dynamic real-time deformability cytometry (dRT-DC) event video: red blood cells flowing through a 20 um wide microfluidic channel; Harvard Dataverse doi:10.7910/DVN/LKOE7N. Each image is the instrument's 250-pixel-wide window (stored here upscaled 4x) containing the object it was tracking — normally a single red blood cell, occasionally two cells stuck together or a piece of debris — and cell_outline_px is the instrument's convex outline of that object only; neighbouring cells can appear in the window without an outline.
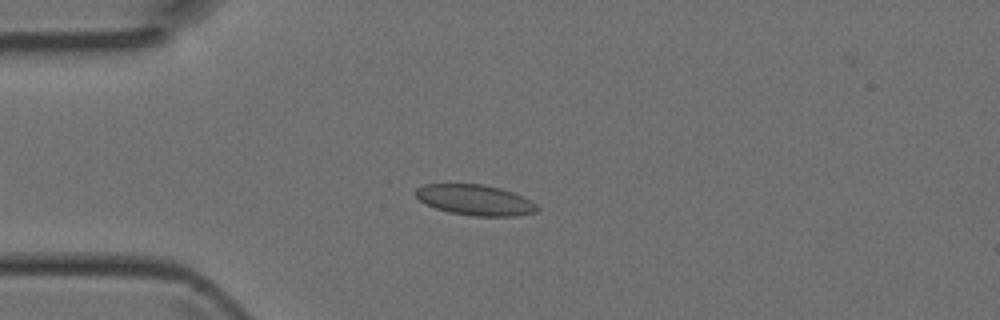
{"species": "Egyptian fruit bat (a non-hibernating species)", "species_latin": "Rousettus aegyptiacus", "temperature_condition": "room temperature", "stored_images_in_passage": 3, "camera_frame_rate_fps": 3000, "um_per_image_px": 0.085, "animal": {"sex": "female"}, "frame": {"image": 1, "passage_image": 3, "time_ms": 0.667, "image_size_px": [1000, 320], "cell_outline_px": [[540, 208], [536, 212], [516, 216], [472, 216], [452, 212], [436, 208], [420, 200], [416, 196], [416, 188], [424, 184], [484, 184], [500, 188], [512, 192], [532, 200]], "centroid_in_image_um": [40.43, 16.99], "position_along_channel_um": 44.6, "area_um2": 21.56}}